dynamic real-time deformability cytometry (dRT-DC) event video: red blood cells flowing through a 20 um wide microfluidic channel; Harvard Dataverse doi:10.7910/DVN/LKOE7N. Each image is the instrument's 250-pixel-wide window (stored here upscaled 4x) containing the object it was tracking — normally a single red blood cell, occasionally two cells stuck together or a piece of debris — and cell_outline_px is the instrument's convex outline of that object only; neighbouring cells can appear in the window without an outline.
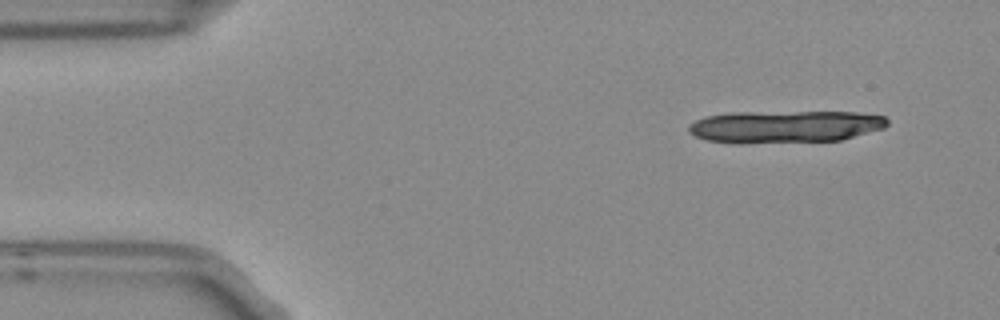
{"species": "Egyptian fruit bat (a non-hibernating species)", "species_latin": "Rousettus aegyptiacus", "temperature_condition": "room temperature", "stored_images_in_passage": 6, "camera_frame_rate_fps": 3000, "um_per_image_px": 0.085, "frame": {"image": 1, "passage_image": 1, "time_ms": 0.0, "image_size_px": [1000, 320], "cell_outline_px": [[888, 124], [884, 128], [840, 140], [744, 144], [736, 144], [708, 140], [696, 136], [688, 132], [688, 128], [696, 120], [704, 116], [732, 112], [856, 112], [884, 116], [888, 120]], "centroid_in_image_um": [66.7, 10.77], "position_along_channel_um": 18.3, "area_um2": 37.63}}